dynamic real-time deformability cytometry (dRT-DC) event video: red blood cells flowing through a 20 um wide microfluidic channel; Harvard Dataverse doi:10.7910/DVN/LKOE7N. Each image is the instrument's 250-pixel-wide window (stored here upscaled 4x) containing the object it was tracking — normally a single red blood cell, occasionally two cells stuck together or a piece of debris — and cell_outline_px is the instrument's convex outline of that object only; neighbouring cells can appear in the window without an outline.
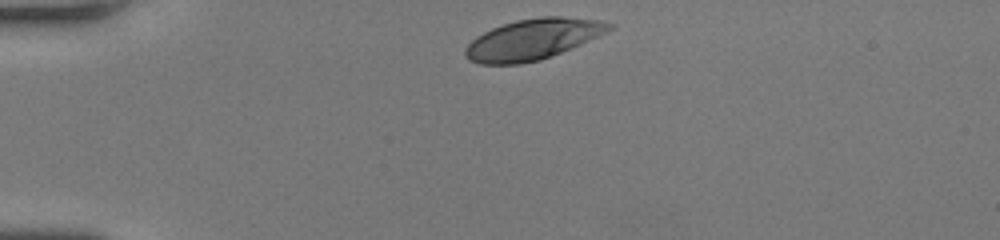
{"species": "human", "species_latin": "Homo sapiens", "temperature_condition": "room temperature", "stored_images_in_passage": 30, "camera_frame_rate_fps": 3000, "um_per_image_px": 0.085, "donor": {"sex": "female"}, "frame": {"image": 1, "passage_image": 1, "time_ms": 0.0, "image_size_px": [1000, 240], "cell_outline_px": [[616, 24], [608, 32], [580, 44], [540, 60], [520, 64], [480, 64], [468, 60], [464, 56], [464, 48], [476, 36], [492, 28], [516, 20], [540, 16], [564, 16], [600, 20]], "centroid_in_image_um": [45.28, 3.33], "position_along_channel_um": 39.7, "area_um2": 34.22}}
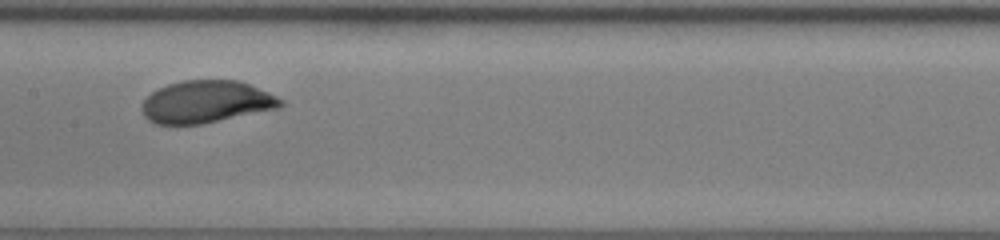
{"frame": {"image": 2, "passage_image": 15, "time_ms": 4.667, "image_size_px": [1000, 240], "cell_outline_px": [[284, 104], [280, 108], [204, 124], [152, 124], [144, 116], [140, 108], [140, 104], [152, 92], [168, 84], [184, 80], [236, 80], [248, 84], [268, 92], [284, 100]], "centroid_in_image_um": [17.52, 8.67], "position_along_channel_um": 189.9, "area_um2": 34.39}}
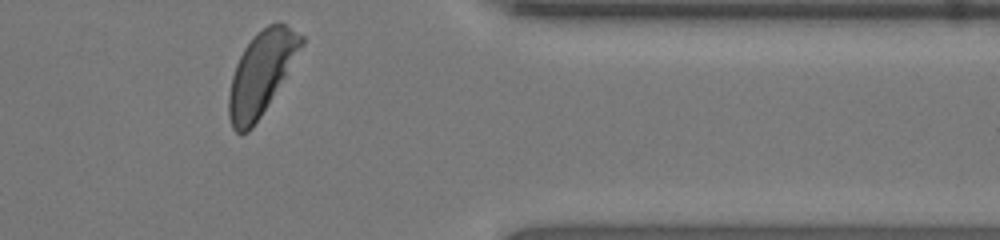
{"frame": {"image": 3, "passage_image": 30, "time_ms": 9.667, "image_size_px": [1000, 240], "cell_outline_px": [[304, 44], [260, 116], [252, 128], [248, 132], [236, 132], [232, 128], [228, 116], [228, 96], [232, 76], [236, 64], [244, 48], [252, 36], [256, 32], [268, 24], [280, 20], [304, 36]], "centroid_in_image_um": [22.19, 6.17], "position_along_channel_um": 389.2, "area_um2": 34.62}, "authors_computed_cell_mechanics": {"area_um2": 34.4488, "velocity_mm_per_s": 4.2452, "shape_relaxation_time_tau1_ms": 3.7212, "shape_relaxation_time_tau2_ms": null, "deformation_change_tau1": 0.2059, "deformation_change_tau2": null}}